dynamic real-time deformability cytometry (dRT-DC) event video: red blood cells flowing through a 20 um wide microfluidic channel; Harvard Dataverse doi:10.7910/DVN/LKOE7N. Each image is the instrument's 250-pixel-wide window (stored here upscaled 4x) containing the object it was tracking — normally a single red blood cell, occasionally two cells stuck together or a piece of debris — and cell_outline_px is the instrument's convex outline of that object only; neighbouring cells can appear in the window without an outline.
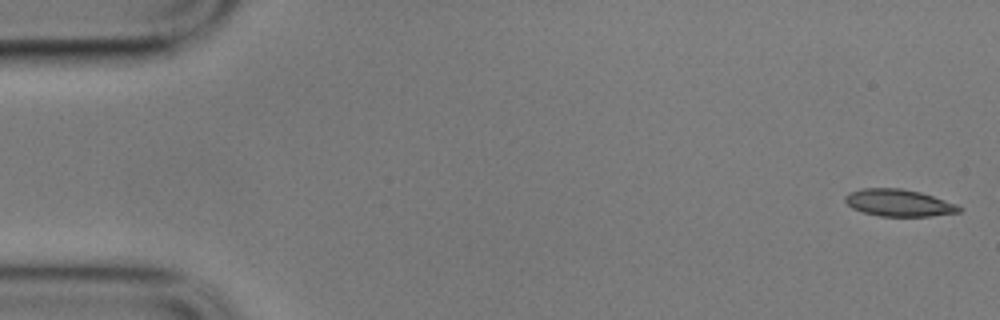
{"species": "common noctule bat (a hibernating species)", "species_latin": "Nyctalus noctula", "temperature_condition": "cold", "stored_images_in_passage": 6, "segment_of_instrument_passage": [1, 2], "camera_frame_rate_fps": 3000, "um_per_image_px": 0.085, "animal": {"sex": "male", "body_mass_g": 17.9}, "frame": {"image": 1, "passage_image": 1, "time_ms": 0.0, "image_size_px": [1000, 320], "cell_outline_px": [[964, 208], [960, 212], [932, 216], [880, 216], [864, 212], [852, 208], [844, 200], [844, 196], [848, 192], [860, 188], [900, 188], [920, 192], [956, 204]], "centroid_in_image_um": [76.38, 17.24], "position_along_channel_um": 8.6, "area_um2": 17.98}}
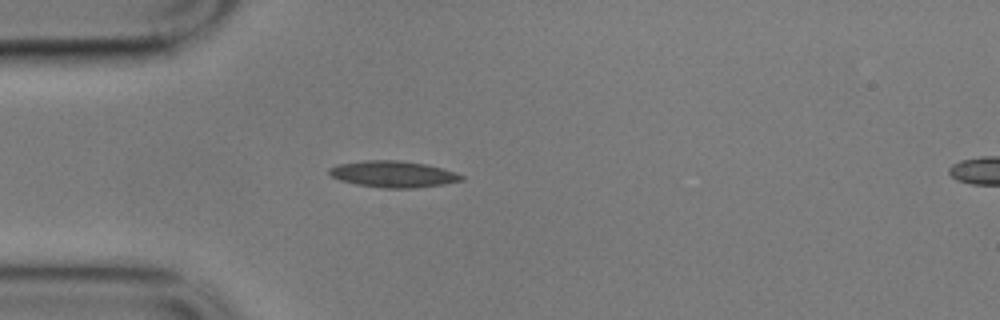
{"frame": {"image": 2, "passage_image": 5, "time_ms": 1.333, "image_size_px": [1000, 320], "cell_outline_px": [[464, 180], [444, 184], [412, 188], [384, 188], [356, 184], [340, 180], [332, 176], [328, 172], [328, 168], [336, 164], [364, 160], [400, 160], [424, 164], [456, 172], [464, 176]], "centroid_in_image_um": [33.4, 14.79], "position_along_channel_um": 51.6, "area_um2": 20.35}}